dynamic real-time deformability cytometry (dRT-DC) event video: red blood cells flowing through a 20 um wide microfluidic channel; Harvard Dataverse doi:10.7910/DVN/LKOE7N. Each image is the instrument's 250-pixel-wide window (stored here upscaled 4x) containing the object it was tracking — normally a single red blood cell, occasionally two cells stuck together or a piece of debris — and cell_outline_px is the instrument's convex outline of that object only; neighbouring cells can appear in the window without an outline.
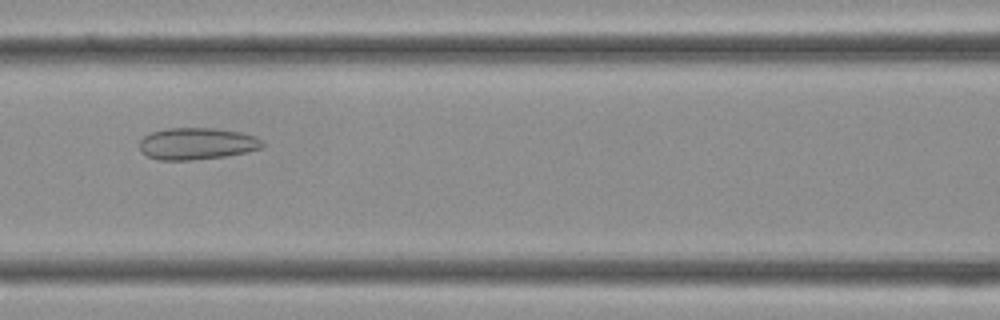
{"species": "Egyptian fruit bat (a non-hibernating species)", "species_latin": "Rousettus aegyptiacus", "temperature_condition": "cold", "stored_images_in_passage": 27, "camera_frame_rate_fps": 3000, "um_per_image_px": 0.085, "frame": {"image": 1, "passage_image": 7, "time_ms": 2.0, "image_size_px": [1000, 320], "cell_outline_px": [[264, 148], [248, 152], [224, 156], [192, 160], [156, 160], [140, 152], [140, 140], [144, 136], [152, 132], [168, 128], [216, 128], [240, 132], [256, 136], [264, 140]], "centroid_in_image_um": [16.77, 12.21], "position_along_channel_um": 149.8, "area_um2": 23.06}}
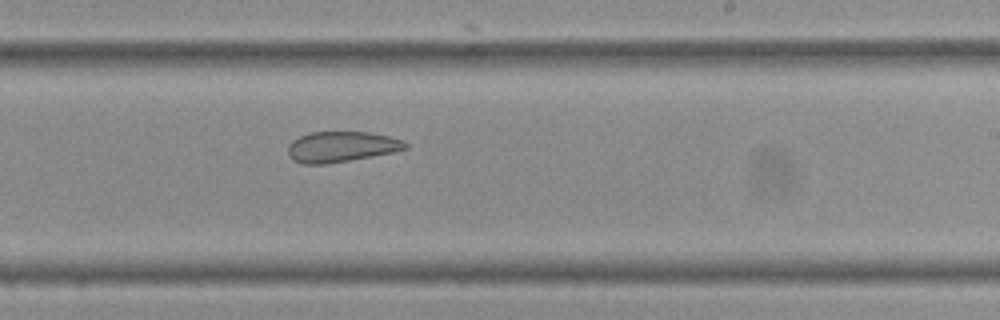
{"frame": {"image": 2, "passage_image": 13, "time_ms": 4.0, "image_size_px": [1000, 320], "cell_outline_px": [[408, 148], [392, 152], [348, 160], [324, 164], [304, 164], [292, 160], [288, 156], [288, 144], [292, 140], [300, 136], [312, 132], [368, 132], [388, 136], [404, 140], [408, 144]], "centroid_in_image_um": [28.98, 12.47], "position_along_channel_um": 260.0, "area_um2": 20.81}}
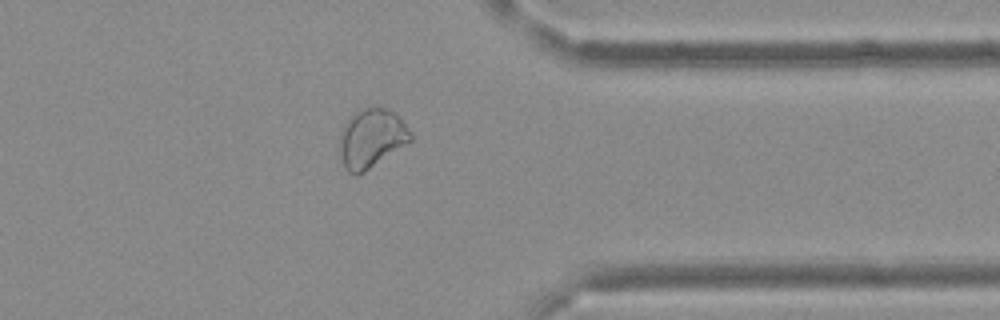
{"frame": {"image": 3, "passage_image": 20, "time_ms": 6.333, "image_size_px": [1000, 320], "cell_outline_px": [[412, 140], [364, 172], [356, 176], [348, 172], [344, 168], [340, 152], [340, 132], [344, 124], [356, 112], [364, 108], [384, 108], [392, 112], [412, 132]], "centroid_in_image_um": [31.55, 11.79], "position_along_channel_um": 379.9, "area_um2": 23.87}}